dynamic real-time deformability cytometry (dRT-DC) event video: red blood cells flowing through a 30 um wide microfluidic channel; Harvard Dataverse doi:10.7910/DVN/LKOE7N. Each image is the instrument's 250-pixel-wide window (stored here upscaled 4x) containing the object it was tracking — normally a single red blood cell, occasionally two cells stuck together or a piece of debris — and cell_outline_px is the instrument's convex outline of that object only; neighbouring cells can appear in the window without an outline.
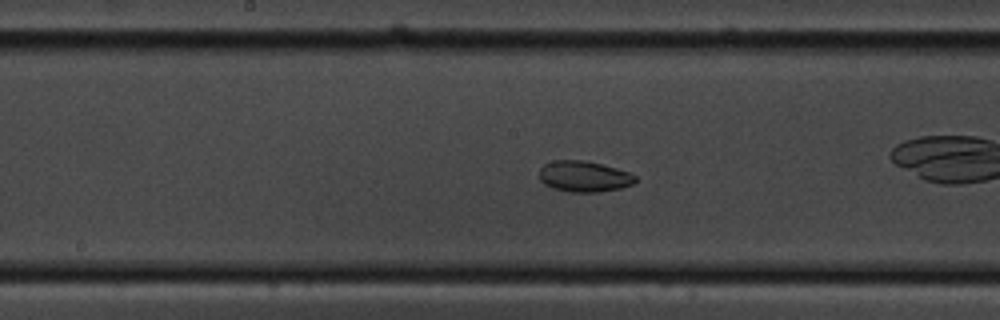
{"species": "common noctule bat (a hibernating species)", "species_latin": "Nyctalus noctula", "temperature_condition": "cold", "stored_images_in_passage": 36, "camera_frame_rate_fps": 3000, "um_per_image_px": 0.085, "animal": {"sex": "male", "body_mass_g": 19.5, "forearm_length_mm": 54.6}, "frame": {"image": 1, "passage_image": 26, "time_ms": 8.333, "image_size_px": [1000, 320], "cell_outline_px": [[636, 180], [632, 184], [620, 188], [600, 192], [568, 192], [552, 188], [544, 184], [540, 180], [540, 168], [544, 164], [552, 160], [584, 160], [616, 168], [628, 172], [636, 176]], "centroid_in_image_um": [49.61, 15.0], "position_along_channel_um": 198.6, "area_um2": 17.34}}